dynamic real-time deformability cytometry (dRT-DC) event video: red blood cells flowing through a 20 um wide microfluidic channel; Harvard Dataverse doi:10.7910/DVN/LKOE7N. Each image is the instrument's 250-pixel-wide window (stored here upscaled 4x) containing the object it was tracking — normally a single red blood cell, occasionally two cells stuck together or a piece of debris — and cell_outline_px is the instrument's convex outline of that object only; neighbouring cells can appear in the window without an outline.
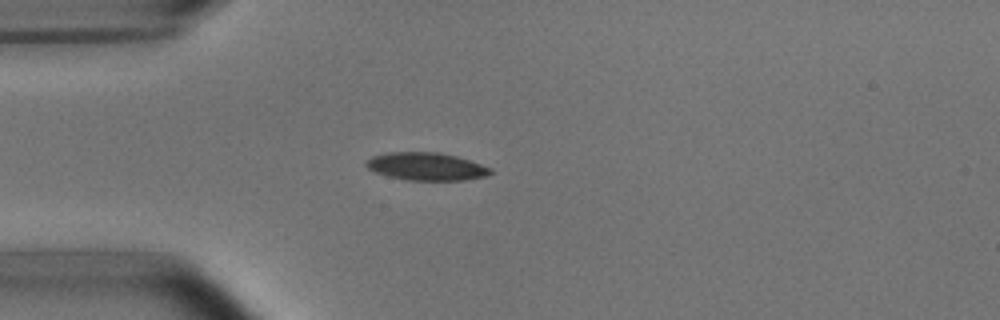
{"species": "common noctule bat (a hibernating species)", "species_latin": "Nyctalus noctula", "temperature_condition": "room temperature", "stored_images_in_passage": 3, "camera_frame_rate_fps": 3000, "um_per_image_px": 0.085, "animal": {"sex": "male", "body_mass_g": 15.6}, "frame": {"image": 1, "passage_image": 3, "time_ms": 2.333, "image_size_px": [1000, 320], "cell_outline_px": [[492, 172], [484, 176], [464, 180], [408, 180], [388, 176], [376, 172], [368, 168], [364, 164], [372, 156], [388, 152], [440, 152], [456, 156], [492, 168]], "centroid_in_image_um": [36.22, 14.14], "position_along_channel_um": 48.8, "area_um2": 19.94}}